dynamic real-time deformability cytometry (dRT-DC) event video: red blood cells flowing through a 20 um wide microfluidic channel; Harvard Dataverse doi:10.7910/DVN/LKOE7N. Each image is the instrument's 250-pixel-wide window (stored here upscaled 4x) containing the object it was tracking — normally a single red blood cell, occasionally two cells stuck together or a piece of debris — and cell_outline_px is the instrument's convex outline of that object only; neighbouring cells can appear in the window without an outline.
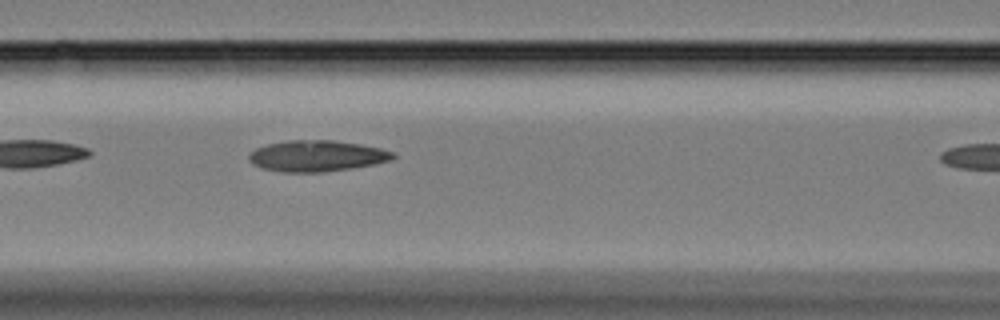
{"species": "Egyptian fruit bat (a non-hibernating species)", "species_latin": "Rousettus aegyptiacus", "temperature_condition": "cold", "stored_images_in_passage": 9, "camera_frame_rate_fps": 3000, "um_per_image_px": 0.085, "animal": {"sex": "female"}, "frame": {"image": 1, "passage_image": 8, "time_ms": 2.333, "image_size_px": [1000, 320], "cell_outline_px": [[396, 156], [388, 160], [372, 164], [352, 168], [324, 172], [280, 172], [260, 168], [252, 164], [248, 160], [248, 156], [256, 148], [268, 144], [288, 140], [332, 140], [360, 144], [380, 148], [396, 152]], "centroid_in_image_um": [26.9, 13.26], "position_along_channel_um": 139.7, "area_um2": 26.13}}